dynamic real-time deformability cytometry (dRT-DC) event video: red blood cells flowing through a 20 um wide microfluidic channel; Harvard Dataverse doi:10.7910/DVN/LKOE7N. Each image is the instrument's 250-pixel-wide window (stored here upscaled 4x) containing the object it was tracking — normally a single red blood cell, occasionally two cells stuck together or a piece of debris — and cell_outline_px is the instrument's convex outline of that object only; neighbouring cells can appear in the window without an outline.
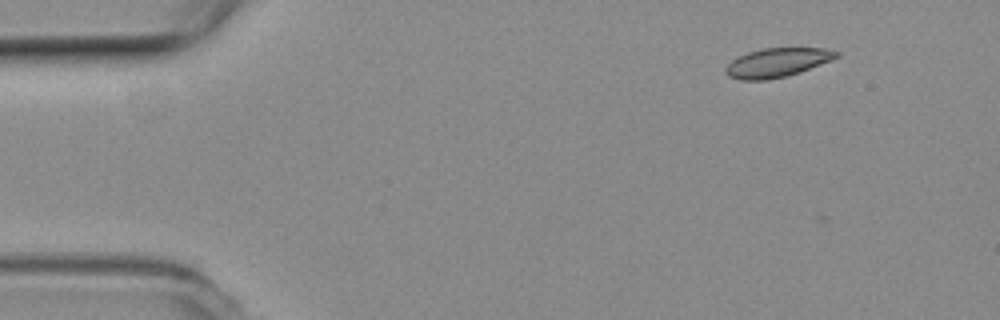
{"species": "common noctule bat (a hibernating species)", "species_latin": "Nyctalus noctula", "temperature_condition": "room temperature", "stored_images_in_passage": 49, "camera_frame_rate_fps": 3000, "um_per_image_px": 0.085, "animal": {"sex": "female", "body_mass_g": 19.3, "forearm_length_mm": 54.1}, "frame": {"image": 1, "passage_image": 1, "time_ms": 0.0, "image_size_px": [1000, 320], "cell_outline_px": [[840, 56], [832, 60], [800, 72], [788, 76], [768, 80], [740, 80], [728, 76], [724, 72], [724, 68], [732, 60], [748, 52], [764, 48], [824, 48], [840, 52]], "centroid_in_image_um": [66.07, 5.33], "position_along_channel_um": 18.9, "area_um2": 18.84}}
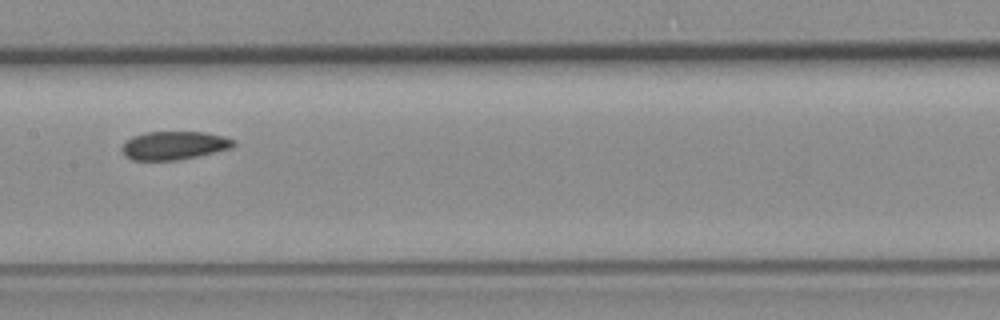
{"frame": {"image": 2, "passage_image": 22, "time_ms": 7.0, "image_size_px": [1000, 320], "cell_outline_px": [[236, 144], [232, 148], [196, 156], [176, 160], [132, 160], [124, 156], [120, 148], [132, 136], [144, 132], [204, 132], [224, 136], [236, 140]], "centroid_in_image_um": [14.79, 12.36], "position_along_channel_um": 192.6, "area_um2": 18.5}}
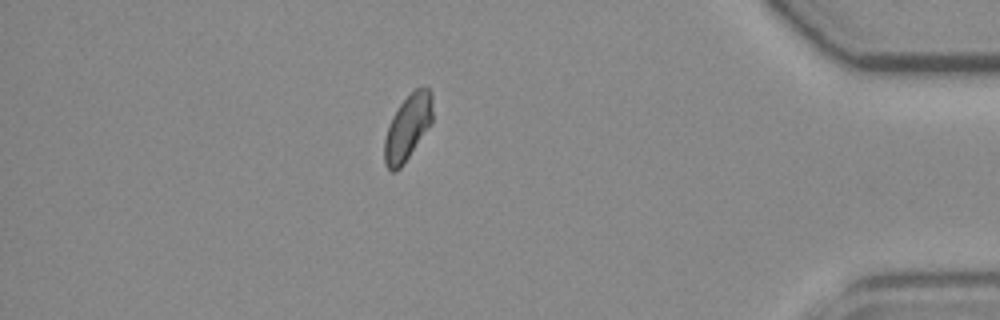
{"frame": {"image": 3, "passage_image": 42, "time_ms": 13.667, "image_size_px": [1000, 320], "cell_outline_px": [[432, 124], [404, 164], [396, 172], [392, 172], [384, 164], [384, 140], [392, 116], [400, 104], [416, 88], [428, 88], [432, 92]], "centroid_in_image_um": [34.66, 10.87], "position_along_channel_um": 400.5, "area_um2": 18.44}, "authors_computed_cell_mechanics": {"area_um2": 18.9584, "velocity_mm_per_s": 3.7827, "shape_relaxation_time_tau1_ms": 7.8806, "shape_relaxation_time_tau2_ms": 10.5037, "deformation_change_tau1": 0.1117, "deformation_change_tau2": 0.1144}}